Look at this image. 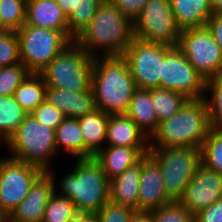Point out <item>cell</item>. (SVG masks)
<instances>
[{
  "mask_svg": "<svg viewBox=\"0 0 222 222\" xmlns=\"http://www.w3.org/2000/svg\"><path fill=\"white\" fill-rule=\"evenodd\" d=\"M133 21L104 0L83 32L74 40L91 58L122 55L134 39ZM97 51V53H95Z\"/></svg>",
  "mask_w": 222,
  "mask_h": 222,
  "instance_id": "6da1fadb",
  "label": "cell"
},
{
  "mask_svg": "<svg viewBox=\"0 0 222 222\" xmlns=\"http://www.w3.org/2000/svg\"><path fill=\"white\" fill-rule=\"evenodd\" d=\"M91 88L96 108L108 115L126 114L137 89L123 55L93 58Z\"/></svg>",
  "mask_w": 222,
  "mask_h": 222,
  "instance_id": "7a4b0ae2",
  "label": "cell"
},
{
  "mask_svg": "<svg viewBox=\"0 0 222 222\" xmlns=\"http://www.w3.org/2000/svg\"><path fill=\"white\" fill-rule=\"evenodd\" d=\"M211 129L205 99H189L174 116L159 123L150 147L201 148Z\"/></svg>",
  "mask_w": 222,
  "mask_h": 222,
  "instance_id": "3957f363",
  "label": "cell"
},
{
  "mask_svg": "<svg viewBox=\"0 0 222 222\" xmlns=\"http://www.w3.org/2000/svg\"><path fill=\"white\" fill-rule=\"evenodd\" d=\"M59 183L58 196L69 198L77 213H97L110 201V180L94 159H77Z\"/></svg>",
  "mask_w": 222,
  "mask_h": 222,
  "instance_id": "277c9868",
  "label": "cell"
},
{
  "mask_svg": "<svg viewBox=\"0 0 222 222\" xmlns=\"http://www.w3.org/2000/svg\"><path fill=\"white\" fill-rule=\"evenodd\" d=\"M5 144L11 157L38 166L45 172L57 153L55 129L40 123L32 114L25 116Z\"/></svg>",
  "mask_w": 222,
  "mask_h": 222,
  "instance_id": "5b68a950",
  "label": "cell"
},
{
  "mask_svg": "<svg viewBox=\"0 0 222 222\" xmlns=\"http://www.w3.org/2000/svg\"><path fill=\"white\" fill-rule=\"evenodd\" d=\"M92 68L93 58L73 41L39 74L44 78L47 87L84 92L91 89Z\"/></svg>",
  "mask_w": 222,
  "mask_h": 222,
  "instance_id": "8992f818",
  "label": "cell"
},
{
  "mask_svg": "<svg viewBox=\"0 0 222 222\" xmlns=\"http://www.w3.org/2000/svg\"><path fill=\"white\" fill-rule=\"evenodd\" d=\"M148 154L160 167L167 195L173 201L179 200L202 164L201 148L150 147Z\"/></svg>",
  "mask_w": 222,
  "mask_h": 222,
  "instance_id": "52a82bcc",
  "label": "cell"
},
{
  "mask_svg": "<svg viewBox=\"0 0 222 222\" xmlns=\"http://www.w3.org/2000/svg\"><path fill=\"white\" fill-rule=\"evenodd\" d=\"M17 35L21 63L35 74H39L58 53L74 41L69 32L32 25H23Z\"/></svg>",
  "mask_w": 222,
  "mask_h": 222,
  "instance_id": "ba28073f",
  "label": "cell"
},
{
  "mask_svg": "<svg viewBox=\"0 0 222 222\" xmlns=\"http://www.w3.org/2000/svg\"><path fill=\"white\" fill-rule=\"evenodd\" d=\"M133 25L137 39L178 46L181 30L175 21L170 0H149Z\"/></svg>",
  "mask_w": 222,
  "mask_h": 222,
  "instance_id": "9c48e42d",
  "label": "cell"
},
{
  "mask_svg": "<svg viewBox=\"0 0 222 222\" xmlns=\"http://www.w3.org/2000/svg\"><path fill=\"white\" fill-rule=\"evenodd\" d=\"M177 47L206 81L222 76V51L207 26L181 31Z\"/></svg>",
  "mask_w": 222,
  "mask_h": 222,
  "instance_id": "30bf717a",
  "label": "cell"
},
{
  "mask_svg": "<svg viewBox=\"0 0 222 222\" xmlns=\"http://www.w3.org/2000/svg\"><path fill=\"white\" fill-rule=\"evenodd\" d=\"M45 171L13 157L0 158V211L7 218Z\"/></svg>",
  "mask_w": 222,
  "mask_h": 222,
  "instance_id": "8fae6325",
  "label": "cell"
},
{
  "mask_svg": "<svg viewBox=\"0 0 222 222\" xmlns=\"http://www.w3.org/2000/svg\"><path fill=\"white\" fill-rule=\"evenodd\" d=\"M172 48L165 44L133 39L122 55L127 61L137 88H160L162 62Z\"/></svg>",
  "mask_w": 222,
  "mask_h": 222,
  "instance_id": "7c38bea8",
  "label": "cell"
},
{
  "mask_svg": "<svg viewBox=\"0 0 222 222\" xmlns=\"http://www.w3.org/2000/svg\"><path fill=\"white\" fill-rule=\"evenodd\" d=\"M160 88L174 90L188 99H204L206 80L190 64L182 51L174 46L162 62Z\"/></svg>",
  "mask_w": 222,
  "mask_h": 222,
  "instance_id": "4fadbf2b",
  "label": "cell"
},
{
  "mask_svg": "<svg viewBox=\"0 0 222 222\" xmlns=\"http://www.w3.org/2000/svg\"><path fill=\"white\" fill-rule=\"evenodd\" d=\"M222 198V175L201 164L179 201L194 215Z\"/></svg>",
  "mask_w": 222,
  "mask_h": 222,
  "instance_id": "5bb4252c",
  "label": "cell"
},
{
  "mask_svg": "<svg viewBox=\"0 0 222 222\" xmlns=\"http://www.w3.org/2000/svg\"><path fill=\"white\" fill-rule=\"evenodd\" d=\"M55 187L54 174L49 169L36 180L27 196L6 218V222H42L45 207Z\"/></svg>",
  "mask_w": 222,
  "mask_h": 222,
  "instance_id": "9a60e30c",
  "label": "cell"
},
{
  "mask_svg": "<svg viewBox=\"0 0 222 222\" xmlns=\"http://www.w3.org/2000/svg\"><path fill=\"white\" fill-rule=\"evenodd\" d=\"M173 201L164 188L163 175L157 162L146 154L141 159L138 212H150Z\"/></svg>",
  "mask_w": 222,
  "mask_h": 222,
  "instance_id": "2e32d148",
  "label": "cell"
},
{
  "mask_svg": "<svg viewBox=\"0 0 222 222\" xmlns=\"http://www.w3.org/2000/svg\"><path fill=\"white\" fill-rule=\"evenodd\" d=\"M106 147V148H105ZM150 147L104 146L94 159L101 165L103 172L112 180L122 174L128 167L138 163Z\"/></svg>",
  "mask_w": 222,
  "mask_h": 222,
  "instance_id": "e0dca14e",
  "label": "cell"
},
{
  "mask_svg": "<svg viewBox=\"0 0 222 222\" xmlns=\"http://www.w3.org/2000/svg\"><path fill=\"white\" fill-rule=\"evenodd\" d=\"M45 100L61 110L65 117L70 118L77 119L97 109L92 88L89 91L73 92L56 87H47Z\"/></svg>",
  "mask_w": 222,
  "mask_h": 222,
  "instance_id": "ac0fdd59",
  "label": "cell"
},
{
  "mask_svg": "<svg viewBox=\"0 0 222 222\" xmlns=\"http://www.w3.org/2000/svg\"><path fill=\"white\" fill-rule=\"evenodd\" d=\"M106 142L108 146L150 147V140L127 114L109 115Z\"/></svg>",
  "mask_w": 222,
  "mask_h": 222,
  "instance_id": "d6986e66",
  "label": "cell"
},
{
  "mask_svg": "<svg viewBox=\"0 0 222 222\" xmlns=\"http://www.w3.org/2000/svg\"><path fill=\"white\" fill-rule=\"evenodd\" d=\"M24 25L69 32L67 16L62 12L56 0H27Z\"/></svg>",
  "mask_w": 222,
  "mask_h": 222,
  "instance_id": "ffe728a7",
  "label": "cell"
},
{
  "mask_svg": "<svg viewBox=\"0 0 222 222\" xmlns=\"http://www.w3.org/2000/svg\"><path fill=\"white\" fill-rule=\"evenodd\" d=\"M141 160L110 180V201L138 212Z\"/></svg>",
  "mask_w": 222,
  "mask_h": 222,
  "instance_id": "44dd1931",
  "label": "cell"
},
{
  "mask_svg": "<svg viewBox=\"0 0 222 222\" xmlns=\"http://www.w3.org/2000/svg\"><path fill=\"white\" fill-rule=\"evenodd\" d=\"M84 139V159L94 156L104 147L109 115L100 109L77 118Z\"/></svg>",
  "mask_w": 222,
  "mask_h": 222,
  "instance_id": "7402d4cb",
  "label": "cell"
},
{
  "mask_svg": "<svg viewBox=\"0 0 222 222\" xmlns=\"http://www.w3.org/2000/svg\"><path fill=\"white\" fill-rule=\"evenodd\" d=\"M170 3L181 31L206 26L212 16L211 0H170Z\"/></svg>",
  "mask_w": 222,
  "mask_h": 222,
  "instance_id": "603a6c76",
  "label": "cell"
},
{
  "mask_svg": "<svg viewBox=\"0 0 222 222\" xmlns=\"http://www.w3.org/2000/svg\"><path fill=\"white\" fill-rule=\"evenodd\" d=\"M126 114L149 140L157 132L159 121L151 102L150 89L137 88L134 91Z\"/></svg>",
  "mask_w": 222,
  "mask_h": 222,
  "instance_id": "cb8c5ba5",
  "label": "cell"
},
{
  "mask_svg": "<svg viewBox=\"0 0 222 222\" xmlns=\"http://www.w3.org/2000/svg\"><path fill=\"white\" fill-rule=\"evenodd\" d=\"M104 0H56L67 16L70 36L75 40L89 25Z\"/></svg>",
  "mask_w": 222,
  "mask_h": 222,
  "instance_id": "d4e9b609",
  "label": "cell"
},
{
  "mask_svg": "<svg viewBox=\"0 0 222 222\" xmlns=\"http://www.w3.org/2000/svg\"><path fill=\"white\" fill-rule=\"evenodd\" d=\"M44 78L40 74L31 73L15 90L13 97L21 108L31 114L46 99Z\"/></svg>",
  "mask_w": 222,
  "mask_h": 222,
  "instance_id": "484cf974",
  "label": "cell"
},
{
  "mask_svg": "<svg viewBox=\"0 0 222 222\" xmlns=\"http://www.w3.org/2000/svg\"><path fill=\"white\" fill-rule=\"evenodd\" d=\"M56 149L62 147L76 159H84V139L78 119L66 117L55 129Z\"/></svg>",
  "mask_w": 222,
  "mask_h": 222,
  "instance_id": "4316f807",
  "label": "cell"
},
{
  "mask_svg": "<svg viewBox=\"0 0 222 222\" xmlns=\"http://www.w3.org/2000/svg\"><path fill=\"white\" fill-rule=\"evenodd\" d=\"M150 96L159 123L174 116L189 100L179 92L163 88L150 89Z\"/></svg>",
  "mask_w": 222,
  "mask_h": 222,
  "instance_id": "83f0119b",
  "label": "cell"
},
{
  "mask_svg": "<svg viewBox=\"0 0 222 222\" xmlns=\"http://www.w3.org/2000/svg\"><path fill=\"white\" fill-rule=\"evenodd\" d=\"M27 113L16 102L13 95L0 96V142L5 143L14 133Z\"/></svg>",
  "mask_w": 222,
  "mask_h": 222,
  "instance_id": "f1b7e54d",
  "label": "cell"
},
{
  "mask_svg": "<svg viewBox=\"0 0 222 222\" xmlns=\"http://www.w3.org/2000/svg\"><path fill=\"white\" fill-rule=\"evenodd\" d=\"M27 0H0V30L18 31L26 23Z\"/></svg>",
  "mask_w": 222,
  "mask_h": 222,
  "instance_id": "f546056e",
  "label": "cell"
},
{
  "mask_svg": "<svg viewBox=\"0 0 222 222\" xmlns=\"http://www.w3.org/2000/svg\"><path fill=\"white\" fill-rule=\"evenodd\" d=\"M201 162L222 175V131L210 130L201 146Z\"/></svg>",
  "mask_w": 222,
  "mask_h": 222,
  "instance_id": "4dcf8cb0",
  "label": "cell"
},
{
  "mask_svg": "<svg viewBox=\"0 0 222 222\" xmlns=\"http://www.w3.org/2000/svg\"><path fill=\"white\" fill-rule=\"evenodd\" d=\"M76 214L74 203L67 197L58 196L55 189L45 207L42 222H72Z\"/></svg>",
  "mask_w": 222,
  "mask_h": 222,
  "instance_id": "1f68e13d",
  "label": "cell"
},
{
  "mask_svg": "<svg viewBox=\"0 0 222 222\" xmlns=\"http://www.w3.org/2000/svg\"><path fill=\"white\" fill-rule=\"evenodd\" d=\"M211 91V98L205 95L208 105L211 128L222 131V76H218L206 81L205 92Z\"/></svg>",
  "mask_w": 222,
  "mask_h": 222,
  "instance_id": "d6a6232c",
  "label": "cell"
},
{
  "mask_svg": "<svg viewBox=\"0 0 222 222\" xmlns=\"http://www.w3.org/2000/svg\"><path fill=\"white\" fill-rule=\"evenodd\" d=\"M31 74L22 64L0 68V96L13 95L18 86Z\"/></svg>",
  "mask_w": 222,
  "mask_h": 222,
  "instance_id": "836d02e7",
  "label": "cell"
},
{
  "mask_svg": "<svg viewBox=\"0 0 222 222\" xmlns=\"http://www.w3.org/2000/svg\"><path fill=\"white\" fill-rule=\"evenodd\" d=\"M154 222H195L191 213L179 200L162 205L159 209L150 211Z\"/></svg>",
  "mask_w": 222,
  "mask_h": 222,
  "instance_id": "e575fe53",
  "label": "cell"
},
{
  "mask_svg": "<svg viewBox=\"0 0 222 222\" xmlns=\"http://www.w3.org/2000/svg\"><path fill=\"white\" fill-rule=\"evenodd\" d=\"M17 31L0 30V68L21 63Z\"/></svg>",
  "mask_w": 222,
  "mask_h": 222,
  "instance_id": "d590c367",
  "label": "cell"
},
{
  "mask_svg": "<svg viewBox=\"0 0 222 222\" xmlns=\"http://www.w3.org/2000/svg\"><path fill=\"white\" fill-rule=\"evenodd\" d=\"M137 211L109 201L98 212L100 222H132Z\"/></svg>",
  "mask_w": 222,
  "mask_h": 222,
  "instance_id": "8d00e7d4",
  "label": "cell"
},
{
  "mask_svg": "<svg viewBox=\"0 0 222 222\" xmlns=\"http://www.w3.org/2000/svg\"><path fill=\"white\" fill-rule=\"evenodd\" d=\"M40 123L56 129L66 118L64 113L46 100L42 102L32 113Z\"/></svg>",
  "mask_w": 222,
  "mask_h": 222,
  "instance_id": "74e56055",
  "label": "cell"
},
{
  "mask_svg": "<svg viewBox=\"0 0 222 222\" xmlns=\"http://www.w3.org/2000/svg\"><path fill=\"white\" fill-rule=\"evenodd\" d=\"M122 14L134 21L149 0H109Z\"/></svg>",
  "mask_w": 222,
  "mask_h": 222,
  "instance_id": "f35d334b",
  "label": "cell"
},
{
  "mask_svg": "<svg viewBox=\"0 0 222 222\" xmlns=\"http://www.w3.org/2000/svg\"><path fill=\"white\" fill-rule=\"evenodd\" d=\"M195 222H222V198L195 214Z\"/></svg>",
  "mask_w": 222,
  "mask_h": 222,
  "instance_id": "ab89813d",
  "label": "cell"
},
{
  "mask_svg": "<svg viewBox=\"0 0 222 222\" xmlns=\"http://www.w3.org/2000/svg\"><path fill=\"white\" fill-rule=\"evenodd\" d=\"M206 26L212 33L213 38L222 51V14L212 13V16L208 19Z\"/></svg>",
  "mask_w": 222,
  "mask_h": 222,
  "instance_id": "60d3db41",
  "label": "cell"
},
{
  "mask_svg": "<svg viewBox=\"0 0 222 222\" xmlns=\"http://www.w3.org/2000/svg\"><path fill=\"white\" fill-rule=\"evenodd\" d=\"M72 222H100L97 213H77Z\"/></svg>",
  "mask_w": 222,
  "mask_h": 222,
  "instance_id": "b9f144b4",
  "label": "cell"
},
{
  "mask_svg": "<svg viewBox=\"0 0 222 222\" xmlns=\"http://www.w3.org/2000/svg\"><path fill=\"white\" fill-rule=\"evenodd\" d=\"M132 222H154L150 212H136Z\"/></svg>",
  "mask_w": 222,
  "mask_h": 222,
  "instance_id": "7bdbcfd3",
  "label": "cell"
},
{
  "mask_svg": "<svg viewBox=\"0 0 222 222\" xmlns=\"http://www.w3.org/2000/svg\"><path fill=\"white\" fill-rule=\"evenodd\" d=\"M212 13L222 14V0H211Z\"/></svg>",
  "mask_w": 222,
  "mask_h": 222,
  "instance_id": "ee69618b",
  "label": "cell"
},
{
  "mask_svg": "<svg viewBox=\"0 0 222 222\" xmlns=\"http://www.w3.org/2000/svg\"><path fill=\"white\" fill-rule=\"evenodd\" d=\"M0 222H6V217L1 211H0Z\"/></svg>",
  "mask_w": 222,
  "mask_h": 222,
  "instance_id": "f6af8a7d",
  "label": "cell"
}]
</instances>
